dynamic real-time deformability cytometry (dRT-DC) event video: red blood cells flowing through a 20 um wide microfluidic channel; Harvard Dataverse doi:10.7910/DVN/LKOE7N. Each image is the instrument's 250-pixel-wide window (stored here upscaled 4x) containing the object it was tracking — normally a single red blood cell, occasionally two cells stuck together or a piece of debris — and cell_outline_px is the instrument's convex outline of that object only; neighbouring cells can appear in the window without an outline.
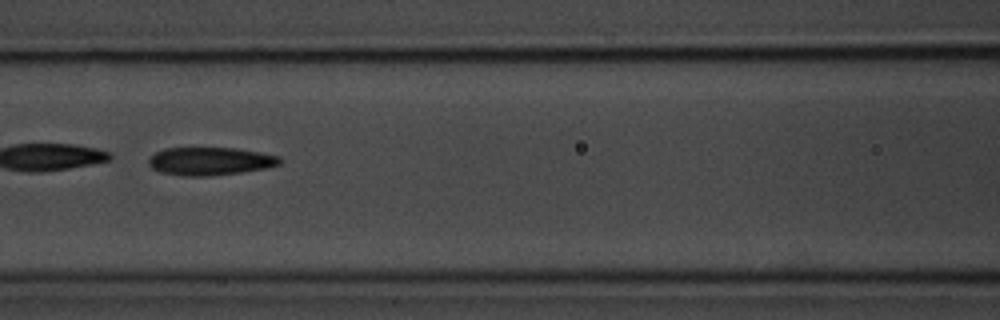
{"species": "common noctule bat (a hibernating species)", "species_latin": "Nyctalus noctula", "temperature_condition": "room temperature", "stored_images_in_passage": 53, "camera_frame_rate_fps": 3000, "um_per_image_px": 0.085, "animal": {"sex": "male", "body_mass_g": 20.1, "forearm_length_mm": 53.5}, "frame": {"image": 1, "passage_image": 23, "time_ms": 7.333, "image_size_px": [1000, 320], "cell_outline_px": [[280, 164], [264, 168], [240, 172], [208, 176], [184, 176], [160, 172], [152, 168], [148, 164], [148, 160], [156, 152], [164, 148], [232, 148], [280, 156]], "centroid_in_image_um": [17.81, 13.7], "position_along_channel_um": 148.8, "area_um2": 21.1}}